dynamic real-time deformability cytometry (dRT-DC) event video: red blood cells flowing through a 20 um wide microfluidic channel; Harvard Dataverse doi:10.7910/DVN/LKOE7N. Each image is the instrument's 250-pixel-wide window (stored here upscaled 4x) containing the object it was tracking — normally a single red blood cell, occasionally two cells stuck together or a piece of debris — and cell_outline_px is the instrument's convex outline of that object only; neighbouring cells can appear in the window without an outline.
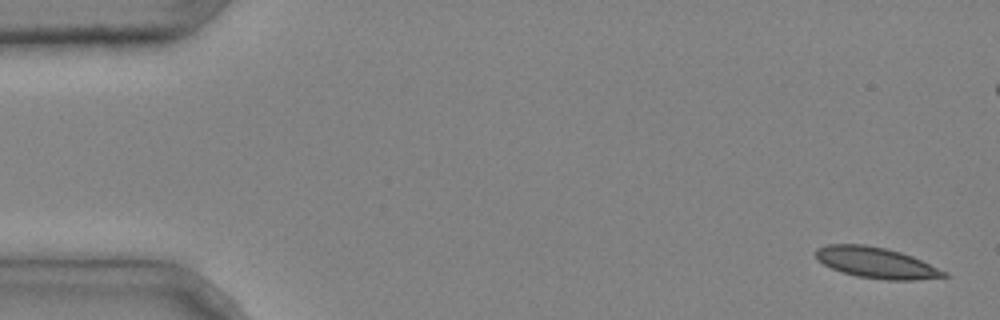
{"species": "common noctule bat (a hibernating species)", "species_latin": "Nyctalus noctula", "temperature_condition": "cold", "stored_images_in_passage": 5, "camera_frame_rate_fps": 3000, "um_per_image_px": 0.085, "animal": {"sex": "male", "body_mass_g": 20.4}, "frame": {"image": 1, "passage_image": 1, "time_ms": 0.0, "image_size_px": [1000, 320], "cell_outline_px": [[952, 276], [912, 280], [888, 280], [856, 276], [832, 268], [824, 264], [816, 256], [816, 248], [828, 244], [864, 244], [884, 248], [900, 252], [912, 256], [948, 272]], "centroid_in_image_um": [74.52, 22.33], "position_along_channel_um": 10.5, "area_um2": 22.89}}
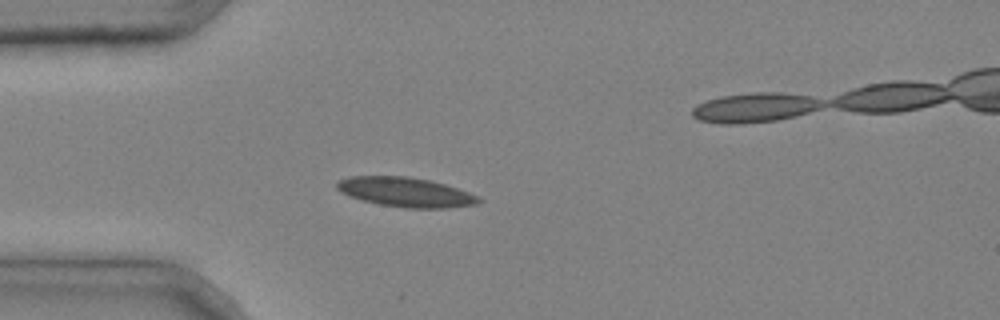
{"frame": {"image": 2, "passage_image": 4, "time_ms": 1.0, "image_size_px": [1000, 320], "cell_outline_px": [[484, 200], [476, 204], [448, 208], [408, 208], [380, 204], [348, 196], [336, 188], [336, 180], [352, 176], [408, 176], [428, 180], [444, 184], [468, 192]], "centroid_in_image_um": [34.46, 16.33], "position_along_channel_um": 50.5, "area_um2": 24.22}}